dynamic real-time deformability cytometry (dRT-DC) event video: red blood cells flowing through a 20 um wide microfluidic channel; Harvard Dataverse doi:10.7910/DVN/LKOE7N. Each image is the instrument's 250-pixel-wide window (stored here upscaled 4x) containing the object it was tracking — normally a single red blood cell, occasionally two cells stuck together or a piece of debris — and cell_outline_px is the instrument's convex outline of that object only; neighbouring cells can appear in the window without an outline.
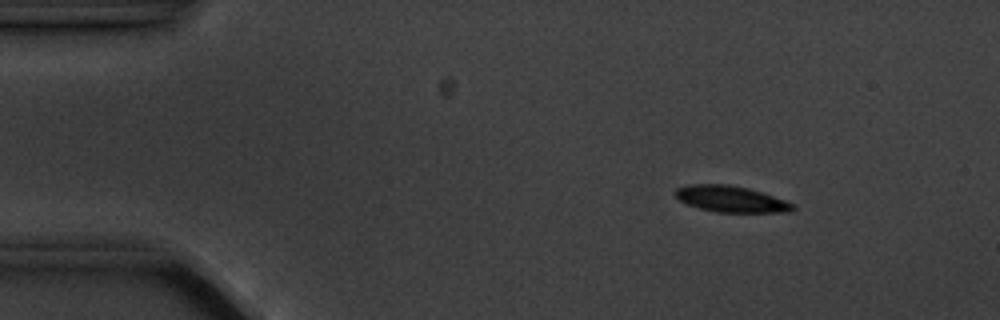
{"species": "common noctule bat (a hibernating species)", "species_latin": "Nyctalus noctula", "temperature_condition": "cold", "stored_images_in_passage": 10, "camera_frame_rate_fps": 3000, "um_per_image_px": 0.085, "animal": {"sex": "male", "body_mass_g": 20.1, "forearm_length_mm": 53.5}, "frame": {"image": 1, "passage_image": 1, "time_ms": 0.0, "image_size_px": [1000, 320], "cell_outline_px": [[796, 208], [788, 212], [716, 212], [700, 208], [688, 204], [680, 200], [672, 192], [676, 188], [688, 184], [728, 184], [748, 188], [796, 204]], "centroid_in_image_um": [62.11, 16.91], "position_along_channel_um": 22.9, "area_um2": 17.92}}
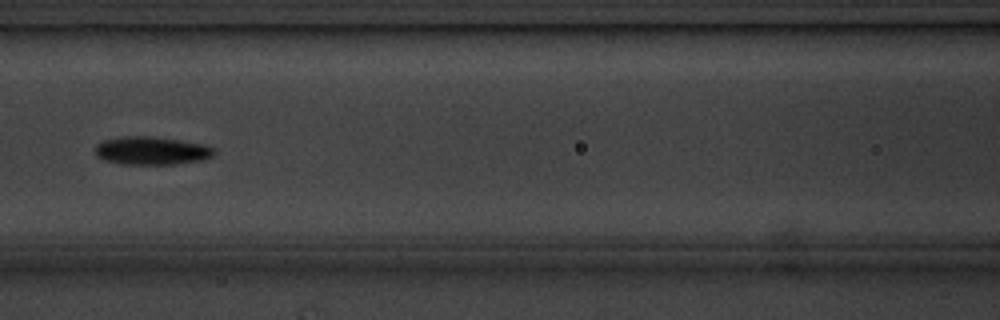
{"frame": {"image": 2, "passage_image": 6, "time_ms": 5.667, "image_size_px": [1000, 320], "cell_outline_px": [[216, 152], [212, 156], [204, 160], [176, 164], [120, 164], [104, 160], [96, 156], [96, 144], [104, 140], [124, 136], [148, 136], [204, 144], [212, 148]], "centroid_in_image_um": [12.87, 12.82], "position_along_channel_um": 153.7, "area_um2": 19.42}}